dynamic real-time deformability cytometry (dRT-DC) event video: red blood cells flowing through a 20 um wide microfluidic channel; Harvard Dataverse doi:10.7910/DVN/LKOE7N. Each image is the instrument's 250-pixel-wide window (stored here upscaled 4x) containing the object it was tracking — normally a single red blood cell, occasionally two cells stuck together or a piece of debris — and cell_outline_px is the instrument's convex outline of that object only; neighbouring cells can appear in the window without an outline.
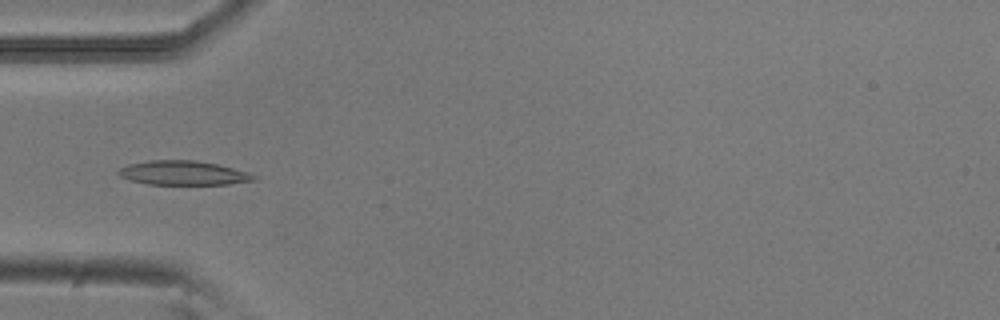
{"species": "common noctule bat (a hibernating species)", "species_latin": "Nyctalus noctula", "temperature_condition": "room temperature", "stored_images_in_passage": 8, "camera_frame_rate_fps": 3000, "um_per_image_px": 0.085, "animal": {"sex": "male", "body_mass_g": 20.5, "forearm_length_mm": 52.5}, "frame": {"image": 1, "passage_image": 5, "time_ms": 1.333, "image_size_px": [1000, 320], "cell_outline_px": [[256, 180], [228, 184], [148, 184], [132, 180], [120, 176], [116, 172], [120, 168], [128, 164], [148, 160], [196, 160], [216, 164], [232, 168], [256, 176]], "centroid_in_image_um": [15.53, 14.69], "position_along_channel_um": 69.5, "area_um2": 18.84}}
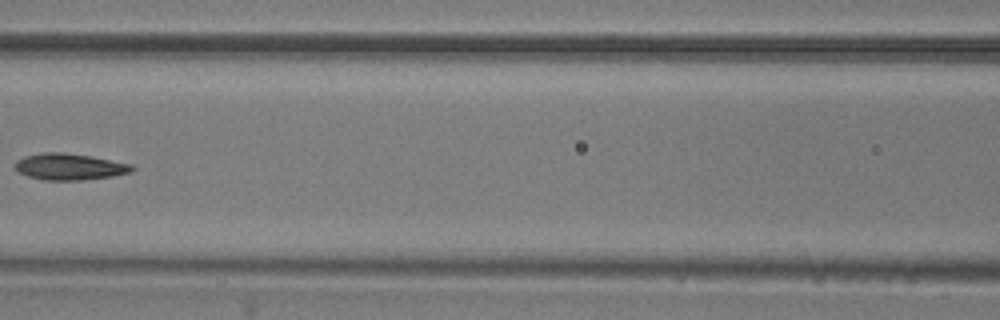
{"frame": {"image": 2, "passage_image": 7, "time_ms": 2.0, "image_size_px": [1000, 320], "cell_outline_px": [[136, 168], [132, 172], [112, 176], [80, 180], [44, 180], [28, 176], [16, 172], [16, 160], [24, 156], [40, 152], [64, 152], [88, 156], [132, 164]], "centroid_in_image_um": [5.89, 14.17], "position_along_channel_um": 160.7, "area_um2": 18.03}}
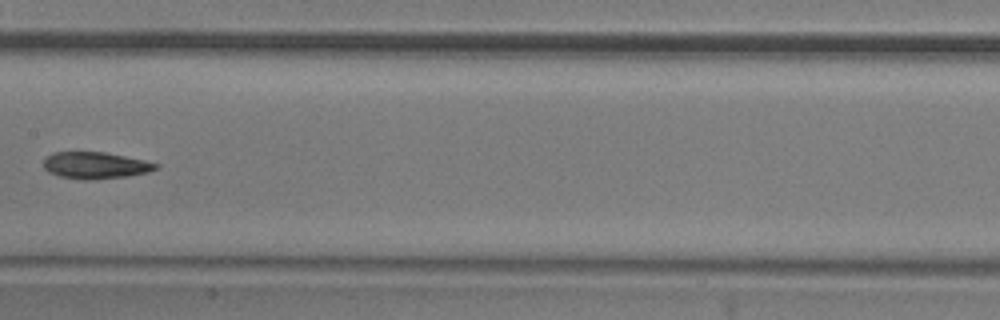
{"frame": {"image": 3, "passage_image": 8, "time_ms": 2.333, "image_size_px": [1000, 320], "cell_outline_px": [[160, 168], [148, 172], [128, 176], [88, 180], [84, 180], [60, 176], [48, 172], [44, 168], [44, 160], [52, 152], [104, 152], [144, 160], [160, 164]], "centroid_in_image_um": [8.13, 14.06], "position_along_channel_um": 199.3, "area_um2": 17.46}}